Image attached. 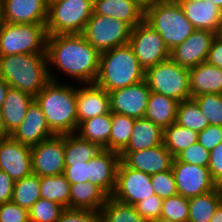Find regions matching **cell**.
I'll list each match as a JSON object with an SVG mask.
<instances>
[{
	"instance_id": "cell-1",
	"label": "cell",
	"mask_w": 222,
	"mask_h": 222,
	"mask_svg": "<svg viewBox=\"0 0 222 222\" xmlns=\"http://www.w3.org/2000/svg\"><path fill=\"white\" fill-rule=\"evenodd\" d=\"M100 55L101 53L82 34H58L47 37L48 66H55L67 77L81 84L96 81Z\"/></svg>"
},
{
	"instance_id": "cell-2",
	"label": "cell",
	"mask_w": 222,
	"mask_h": 222,
	"mask_svg": "<svg viewBox=\"0 0 222 222\" xmlns=\"http://www.w3.org/2000/svg\"><path fill=\"white\" fill-rule=\"evenodd\" d=\"M76 85L50 80L34 97L54 135L76 133L78 129Z\"/></svg>"
},
{
	"instance_id": "cell-3",
	"label": "cell",
	"mask_w": 222,
	"mask_h": 222,
	"mask_svg": "<svg viewBox=\"0 0 222 222\" xmlns=\"http://www.w3.org/2000/svg\"><path fill=\"white\" fill-rule=\"evenodd\" d=\"M46 54H14L0 56V77L12 88L35 97L50 81H57ZM54 74V75H53Z\"/></svg>"
},
{
	"instance_id": "cell-4",
	"label": "cell",
	"mask_w": 222,
	"mask_h": 222,
	"mask_svg": "<svg viewBox=\"0 0 222 222\" xmlns=\"http://www.w3.org/2000/svg\"><path fill=\"white\" fill-rule=\"evenodd\" d=\"M145 80V70L129 44L101 53L99 71L94 82L107 92L135 85Z\"/></svg>"
},
{
	"instance_id": "cell-5",
	"label": "cell",
	"mask_w": 222,
	"mask_h": 222,
	"mask_svg": "<svg viewBox=\"0 0 222 222\" xmlns=\"http://www.w3.org/2000/svg\"><path fill=\"white\" fill-rule=\"evenodd\" d=\"M144 20L159 33L170 51L196 31L177 0L157 1L145 9Z\"/></svg>"
},
{
	"instance_id": "cell-6",
	"label": "cell",
	"mask_w": 222,
	"mask_h": 222,
	"mask_svg": "<svg viewBox=\"0 0 222 222\" xmlns=\"http://www.w3.org/2000/svg\"><path fill=\"white\" fill-rule=\"evenodd\" d=\"M46 24H0V56L46 54Z\"/></svg>"
},
{
	"instance_id": "cell-7",
	"label": "cell",
	"mask_w": 222,
	"mask_h": 222,
	"mask_svg": "<svg viewBox=\"0 0 222 222\" xmlns=\"http://www.w3.org/2000/svg\"><path fill=\"white\" fill-rule=\"evenodd\" d=\"M94 0H59L48 7L49 35L82 34L93 14Z\"/></svg>"
},
{
	"instance_id": "cell-8",
	"label": "cell",
	"mask_w": 222,
	"mask_h": 222,
	"mask_svg": "<svg viewBox=\"0 0 222 222\" xmlns=\"http://www.w3.org/2000/svg\"><path fill=\"white\" fill-rule=\"evenodd\" d=\"M148 88L178 102L191 99L189 69L168 58L145 71Z\"/></svg>"
},
{
	"instance_id": "cell-9",
	"label": "cell",
	"mask_w": 222,
	"mask_h": 222,
	"mask_svg": "<svg viewBox=\"0 0 222 222\" xmlns=\"http://www.w3.org/2000/svg\"><path fill=\"white\" fill-rule=\"evenodd\" d=\"M132 28L110 16L92 14L82 33L100 53L129 43Z\"/></svg>"
},
{
	"instance_id": "cell-10",
	"label": "cell",
	"mask_w": 222,
	"mask_h": 222,
	"mask_svg": "<svg viewBox=\"0 0 222 222\" xmlns=\"http://www.w3.org/2000/svg\"><path fill=\"white\" fill-rule=\"evenodd\" d=\"M128 44L145 71L170 58V50L163 39L145 20L131 30Z\"/></svg>"
},
{
	"instance_id": "cell-11",
	"label": "cell",
	"mask_w": 222,
	"mask_h": 222,
	"mask_svg": "<svg viewBox=\"0 0 222 222\" xmlns=\"http://www.w3.org/2000/svg\"><path fill=\"white\" fill-rule=\"evenodd\" d=\"M153 194L155 190L151 184V175L129 168L120 160L111 197L121 203L135 206Z\"/></svg>"
},
{
	"instance_id": "cell-12",
	"label": "cell",
	"mask_w": 222,
	"mask_h": 222,
	"mask_svg": "<svg viewBox=\"0 0 222 222\" xmlns=\"http://www.w3.org/2000/svg\"><path fill=\"white\" fill-rule=\"evenodd\" d=\"M32 172L42 176L64 174V135H54L31 147Z\"/></svg>"
},
{
	"instance_id": "cell-13",
	"label": "cell",
	"mask_w": 222,
	"mask_h": 222,
	"mask_svg": "<svg viewBox=\"0 0 222 222\" xmlns=\"http://www.w3.org/2000/svg\"><path fill=\"white\" fill-rule=\"evenodd\" d=\"M172 171L178 194L186 198L207 193L218 187L212 179L208 167L180 162L174 158Z\"/></svg>"
},
{
	"instance_id": "cell-14",
	"label": "cell",
	"mask_w": 222,
	"mask_h": 222,
	"mask_svg": "<svg viewBox=\"0 0 222 222\" xmlns=\"http://www.w3.org/2000/svg\"><path fill=\"white\" fill-rule=\"evenodd\" d=\"M112 113L124 114L139 119L144 118L151 90L143 80L135 85L108 92Z\"/></svg>"
},
{
	"instance_id": "cell-15",
	"label": "cell",
	"mask_w": 222,
	"mask_h": 222,
	"mask_svg": "<svg viewBox=\"0 0 222 222\" xmlns=\"http://www.w3.org/2000/svg\"><path fill=\"white\" fill-rule=\"evenodd\" d=\"M0 170L14 182L32 174L31 147L23 145L11 136L0 139Z\"/></svg>"
},
{
	"instance_id": "cell-16",
	"label": "cell",
	"mask_w": 222,
	"mask_h": 222,
	"mask_svg": "<svg viewBox=\"0 0 222 222\" xmlns=\"http://www.w3.org/2000/svg\"><path fill=\"white\" fill-rule=\"evenodd\" d=\"M216 34L208 30L194 31L184 42L170 51V58L187 69L206 62Z\"/></svg>"
},
{
	"instance_id": "cell-17",
	"label": "cell",
	"mask_w": 222,
	"mask_h": 222,
	"mask_svg": "<svg viewBox=\"0 0 222 222\" xmlns=\"http://www.w3.org/2000/svg\"><path fill=\"white\" fill-rule=\"evenodd\" d=\"M120 160L129 168L153 175L172 169L174 157L164 144H161L142 151L121 152Z\"/></svg>"
},
{
	"instance_id": "cell-18",
	"label": "cell",
	"mask_w": 222,
	"mask_h": 222,
	"mask_svg": "<svg viewBox=\"0 0 222 222\" xmlns=\"http://www.w3.org/2000/svg\"><path fill=\"white\" fill-rule=\"evenodd\" d=\"M1 21L14 24H46L44 0H0Z\"/></svg>"
},
{
	"instance_id": "cell-19",
	"label": "cell",
	"mask_w": 222,
	"mask_h": 222,
	"mask_svg": "<svg viewBox=\"0 0 222 222\" xmlns=\"http://www.w3.org/2000/svg\"><path fill=\"white\" fill-rule=\"evenodd\" d=\"M10 136L23 145L33 147L53 137L54 134L48 126L44 113L33 100L22 123Z\"/></svg>"
},
{
	"instance_id": "cell-20",
	"label": "cell",
	"mask_w": 222,
	"mask_h": 222,
	"mask_svg": "<svg viewBox=\"0 0 222 222\" xmlns=\"http://www.w3.org/2000/svg\"><path fill=\"white\" fill-rule=\"evenodd\" d=\"M77 86L76 107L78 125L87 119L111 112L110 97L106 90L95 83Z\"/></svg>"
},
{
	"instance_id": "cell-21",
	"label": "cell",
	"mask_w": 222,
	"mask_h": 222,
	"mask_svg": "<svg viewBox=\"0 0 222 222\" xmlns=\"http://www.w3.org/2000/svg\"><path fill=\"white\" fill-rule=\"evenodd\" d=\"M186 18L196 30H208L220 33L222 28V10L210 0H177Z\"/></svg>"
},
{
	"instance_id": "cell-22",
	"label": "cell",
	"mask_w": 222,
	"mask_h": 222,
	"mask_svg": "<svg viewBox=\"0 0 222 222\" xmlns=\"http://www.w3.org/2000/svg\"><path fill=\"white\" fill-rule=\"evenodd\" d=\"M120 154L105 150L101 155L92 158L90 165L91 184L98 186L108 197L114 192Z\"/></svg>"
},
{
	"instance_id": "cell-23",
	"label": "cell",
	"mask_w": 222,
	"mask_h": 222,
	"mask_svg": "<svg viewBox=\"0 0 222 222\" xmlns=\"http://www.w3.org/2000/svg\"><path fill=\"white\" fill-rule=\"evenodd\" d=\"M93 13L116 18L133 29L144 20L145 9L134 0H94Z\"/></svg>"
},
{
	"instance_id": "cell-24",
	"label": "cell",
	"mask_w": 222,
	"mask_h": 222,
	"mask_svg": "<svg viewBox=\"0 0 222 222\" xmlns=\"http://www.w3.org/2000/svg\"><path fill=\"white\" fill-rule=\"evenodd\" d=\"M191 98L202 94H222V70L207 61L189 69Z\"/></svg>"
},
{
	"instance_id": "cell-25",
	"label": "cell",
	"mask_w": 222,
	"mask_h": 222,
	"mask_svg": "<svg viewBox=\"0 0 222 222\" xmlns=\"http://www.w3.org/2000/svg\"><path fill=\"white\" fill-rule=\"evenodd\" d=\"M34 97L19 89L9 87L1 107L6 132L11 135L22 123Z\"/></svg>"
},
{
	"instance_id": "cell-26",
	"label": "cell",
	"mask_w": 222,
	"mask_h": 222,
	"mask_svg": "<svg viewBox=\"0 0 222 222\" xmlns=\"http://www.w3.org/2000/svg\"><path fill=\"white\" fill-rule=\"evenodd\" d=\"M105 150L101 144L91 143L81 138L77 133L64 135L65 166L89 162Z\"/></svg>"
},
{
	"instance_id": "cell-27",
	"label": "cell",
	"mask_w": 222,
	"mask_h": 222,
	"mask_svg": "<svg viewBox=\"0 0 222 222\" xmlns=\"http://www.w3.org/2000/svg\"><path fill=\"white\" fill-rule=\"evenodd\" d=\"M163 144V129L146 118L135 120L130 141L122 152H133Z\"/></svg>"
},
{
	"instance_id": "cell-28",
	"label": "cell",
	"mask_w": 222,
	"mask_h": 222,
	"mask_svg": "<svg viewBox=\"0 0 222 222\" xmlns=\"http://www.w3.org/2000/svg\"><path fill=\"white\" fill-rule=\"evenodd\" d=\"M108 196L90 182L70 184V209L101 211Z\"/></svg>"
},
{
	"instance_id": "cell-29",
	"label": "cell",
	"mask_w": 222,
	"mask_h": 222,
	"mask_svg": "<svg viewBox=\"0 0 222 222\" xmlns=\"http://www.w3.org/2000/svg\"><path fill=\"white\" fill-rule=\"evenodd\" d=\"M178 104L173 98L151 91L144 118L164 129L176 122Z\"/></svg>"
},
{
	"instance_id": "cell-30",
	"label": "cell",
	"mask_w": 222,
	"mask_h": 222,
	"mask_svg": "<svg viewBox=\"0 0 222 222\" xmlns=\"http://www.w3.org/2000/svg\"><path fill=\"white\" fill-rule=\"evenodd\" d=\"M112 126V112L98 115L82 121L77 129V134L91 143L101 144L109 150V136Z\"/></svg>"
},
{
	"instance_id": "cell-31",
	"label": "cell",
	"mask_w": 222,
	"mask_h": 222,
	"mask_svg": "<svg viewBox=\"0 0 222 222\" xmlns=\"http://www.w3.org/2000/svg\"><path fill=\"white\" fill-rule=\"evenodd\" d=\"M188 222H209L217 207L222 203V187L188 198Z\"/></svg>"
},
{
	"instance_id": "cell-32",
	"label": "cell",
	"mask_w": 222,
	"mask_h": 222,
	"mask_svg": "<svg viewBox=\"0 0 222 222\" xmlns=\"http://www.w3.org/2000/svg\"><path fill=\"white\" fill-rule=\"evenodd\" d=\"M41 198L70 209V183L64 174L40 177Z\"/></svg>"
},
{
	"instance_id": "cell-33",
	"label": "cell",
	"mask_w": 222,
	"mask_h": 222,
	"mask_svg": "<svg viewBox=\"0 0 222 222\" xmlns=\"http://www.w3.org/2000/svg\"><path fill=\"white\" fill-rule=\"evenodd\" d=\"M198 133L177 123L163 129V144L175 158L192 144L197 143Z\"/></svg>"
},
{
	"instance_id": "cell-34",
	"label": "cell",
	"mask_w": 222,
	"mask_h": 222,
	"mask_svg": "<svg viewBox=\"0 0 222 222\" xmlns=\"http://www.w3.org/2000/svg\"><path fill=\"white\" fill-rule=\"evenodd\" d=\"M41 198L40 177L30 174L14 183L11 201L29 210Z\"/></svg>"
},
{
	"instance_id": "cell-35",
	"label": "cell",
	"mask_w": 222,
	"mask_h": 222,
	"mask_svg": "<svg viewBox=\"0 0 222 222\" xmlns=\"http://www.w3.org/2000/svg\"><path fill=\"white\" fill-rule=\"evenodd\" d=\"M135 118L124 114L112 113V126L109 136V150L120 154L128 145Z\"/></svg>"
},
{
	"instance_id": "cell-36",
	"label": "cell",
	"mask_w": 222,
	"mask_h": 222,
	"mask_svg": "<svg viewBox=\"0 0 222 222\" xmlns=\"http://www.w3.org/2000/svg\"><path fill=\"white\" fill-rule=\"evenodd\" d=\"M175 123L197 133L209 126L207 118L193 98L179 102Z\"/></svg>"
},
{
	"instance_id": "cell-37",
	"label": "cell",
	"mask_w": 222,
	"mask_h": 222,
	"mask_svg": "<svg viewBox=\"0 0 222 222\" xmlns=\"http://www.w3.org/2000/svg\"><path fill=\"white\" fill-rule=\"evenodd\" d=\"M102 222H149L136 210L135 206L121 203L108 197L101 209Z\"/></svg>"
},
{
	"instance_id": "cell-38",
	"label": "cell",
	"mask_w": 222,
	"mask_h": 222,
	"mask_svg": "<svg viewBox=\"0 0 222 222\" xmlns=\"http://www.w3.org/2000/svg\"><path fill=\"white\" fill-rule=\"evenodd\" d=\"M209 125L222 126V94H202L193 97Z\"/></svg>"
},
{
	"instance_id": "cell-39",
	"label": "cell",
	"mask_w": 222,
	"mask_h": 222,
	"mask_svg": "<svg viewBox=\"0 0 222 222\" xmlns=\"http://www.w3.org/2000/svg\"><path fill=\"white\" fill-rule=\"evenodd\" d=\"M64 209L59 203L40 198L28 210L29 222H57Z\"/></svg>"
},
{
	"instance_id": "cell-40",
	"label": "cell",
	"mask_w": 222,
	"mask_h": 222,
	"mask_svg": "<svg viewBox=\"0 0 222 222\" xmlns=\"http://www.w3.org/2000/svg\"><path fill=\"white\" fill-rule=\"evenodd\" d=\"M160 218L170 219L178 222H188V198L177 194L175 196L163 199Z\"/></svg>"
},
{
	"instance_id": "cell-41",
	"label": "cell",
	"mask_w": 222,
	"mask_h": 222,
	"mask_svg": "<svg viewBox=\"0 0 222 222\" xmlns=\"http://www.w3.org/2000/svg\"><path fill=\"white\" fill-rule=\"evenodd\" d=\"M151 184L155 190V194L162 199L178 194L172 169L151 175Z\"/></svg>"
},
{
	"instance_id": "cell-42",
	"label": "cell",
	"mask_w": 222,
	"mask_h": 222,
	"mask_svg": "<svg viewBox=\"0 0 222 222\" xmlns=\"http://www.w3.org/2000/svg\"><path fill=\"white\" fill-rule=\"evenodd\" d=\"M175 158L180 162L208 167L210 152L197 142L179 153Z\"/></svg>"
},
{
	"instance_id": "cell-43",
	"label": "cell",
	"mask_w": 222,
	"mask_h": 222,
	"mask_svg": "<svg viewBox=\"0 0 222 222\" xmlns=\"http://www.w3.org/2000/svg\"><path fill=\"white\" fill-rule=\"evenodd\" d=\"M163 199L153 194L135 205L137 212L149 222L161 217Z\"/></svg>"
},
{
	"instance_id": "cell-44",
	"label": "cell",
	"mask_w": 222,
	"mask_h": 222,
	"mask_svg": "<svg viewBox=\"0 0 222 222\" xmlns=\"http://www.w3.org/2000/svg\"><path fill=\"white\" fill-rule=\"evenodd\" d=\"M57 222H102L101 211L65 208Z\"/></svg>"
},
{
	"instance_id": "cell-45",
	"label": "cell",
	"mask_w": 222,
	"mask_h": 222,
	"mask_svg": "<svg viewBox=\"0 0 222 222\" xmlns=\"http://www.w3.org/2000/svg\"><path fill=\"white\" fill-rule=\"evenodd\" d=\"M0 222H29L28 210L12 201L0 204Z\"/></svg>"
},
{
	"instance_id": "cell-46",
	"label": "cell",
	"mask_w": 222,
	"mask_h": 222,
	"mask_svg": "<svg viewBox=\"0 0 222 222\" xmlns=\"http://www.w3.org/2000/svg\"><path fill=\"white\" fill-rule=\"evenodd\" d=\"M197 142L210 152L222 142V126H207L198 133Z\"/></svg>"
},
{
	"instance_id": "cell-47",
	"label": "cell",
	"mask_w": 222,
	"mask_h": 222,
	"mask_svg": "<svg viewBox=\"0 0 222 222\" xmlns=\"http://www.w3.org/2000/svg\"><path fill=\"white\" fill-rule=\"evenodd\" d=\"M64 175L70 184L89 182L91 178L89 162L65 166Z\"/></svg>"
},
{
	"instance_id": "cell-48",
	"label": "cell",
	"mask_w": 222,
	"mask_h": 222,
	"mask_svg": "<svg viewBox=\"0 0 222 222\" xmlns=\"http://www.w3.org/2000/svg\"><path fill=\"white\" fill-rule=\"evenodd\" d=\"M208 169L214 182L222 187V142L210 151Z\"/></svg>"
},
{
	"instance_id": "cell-49",
	"label": "cell",
	"mask_w": 222,
	"mask_h": 222,
	"mask_svg": "<svg viewBox=\"0 0 222 222\" xmlns=\"http://www.w3.org/2000/svg\"><path fill=\"white\" fill-rule=\"evenodd\" d=\"M207 62L222 70V35L217 33L209 50Z\"/></svg>"
},
{
	"instance_id": "cell-50",
	"label": "cell",
	"mask_w": 222,
	"mask_h": 222,
	"mask_svg": "<svg viewBox=\"0 0 222 222\" xmlns=\"http://www.w3.org/2000/svg\"><path fill=\"white\" fill-rule=\"evenodd\" d=\"M14 183L6 172L0 170V204L11 201Z\"/></svg>"
},
{
	"instance_id": "cell-51",
	"label": "cell",
	"mask_w": 222,
	"mask_h": 222,
	"mask_svg": "<svg viewBox=\"0 0 222 222\" xmlns=\"http://www.w3.org/2000/svg\"><path fill=\"white\" fill-rule=\"evenodd\" d=\"M9 87L10 85L3 78L0 77V109L6 98Z\"/></svg>"
},
{
	"instance_id": "cell-52",
	"label": "cell",
	"mask_w": 222,
	"mask_h": 222,
	"mask_svg": "<svg viewBox=\"0 0 222 222\" xmlns=\"http://www.w3.org/2000/svg\"><path fill=\"white\" fill-rule=\"evenodd\" d=\"M209 222H222V203L217 207Z\"/></svg>"
},
{
	"instance_id": "cell-53",
	"label": "cell",
	"mask_w": 222,
	"mask_h": 222,
	"mask_svg": "<svg viewBox=\"0 0 222 222\" xmlns=\"http://www.w3.org/2000/svg\"><path fill=\"white\" fill-rule=\"evenodd\" d=\"M134 1L137 2L142 8L146 9L155 4L159 0H134Z\"/></svg>"
},
{
	"instance_id": "cell-54",
	"label": "cell",
	"mask_w": 222,
	"mask_h": 222,
	"mask_svg": "<svg viewBox=\"0 0 222 222\" xmlns=\"http://www.w3.org/2000/svg\"><path fill=\"white\" fill-rule=\"evenodd\" d=\"M7 136H10L6 130H5V125H4V122H3V116H2V113H1V110H0V137H7Z\"/></svg>"
},
{
	"instance_id": "cell-55",
	"label": "cell",
	"mask_w": 222,
	"mask_h": 222,
	"mask_svg": "<svg viewBox=\"0 0 222 222\" xmlns=\"http://www.w3.org/2000/svg\"><path fill=\"white\" fill-rule=\"evenodd\" d=\"M211 2H213L216 7H218L220 10H222V0H210Z\"/></svg>"
},
{
	"instance_id": "cell-56",
	"label": "cell",
	"mask_w": 222,
	"mask_h": 222,
	"mask_svg": "<svg viewBox=\"0 0 222 222\" xmlns=\"http://www.w3.org/2000/svg\"><path fill=\"white\" fill-rule=\"evenodd\" d=\"M151 222H178L170 219H164V218H159L157 220L151 221Z\"/></svg>"
},
{
	"instance_id": "cell-57",
	"label": "cell",
	"mask_w": 222,
	"mask_h": 222,
	"mask_svg": "<svg viewBox=\"0 0 222 222\" xmlns=\"http://www.w3.org/2000/svg\"><path fill=\"white\" fill-rule=\"evenodd\" d=\"M59 0H44L45 4L49 7L52 3L57 2Z\"/></svg>"
},
{
	"instance_id": "cell-58",
	"label": "cell",
	"mask_w": 222,
	"mask_h": 222,
	"mask_svg": "<svg viewBox=\"0 0 222 222\" xmlns=\"http://www.w3.org/2000/svg\"><path fill=\"white\" fill-rule=\"evenodd\" d=\"M1 22H2V21H1V8H0V24H1Z\"/></svg>"
}]
</instances>
